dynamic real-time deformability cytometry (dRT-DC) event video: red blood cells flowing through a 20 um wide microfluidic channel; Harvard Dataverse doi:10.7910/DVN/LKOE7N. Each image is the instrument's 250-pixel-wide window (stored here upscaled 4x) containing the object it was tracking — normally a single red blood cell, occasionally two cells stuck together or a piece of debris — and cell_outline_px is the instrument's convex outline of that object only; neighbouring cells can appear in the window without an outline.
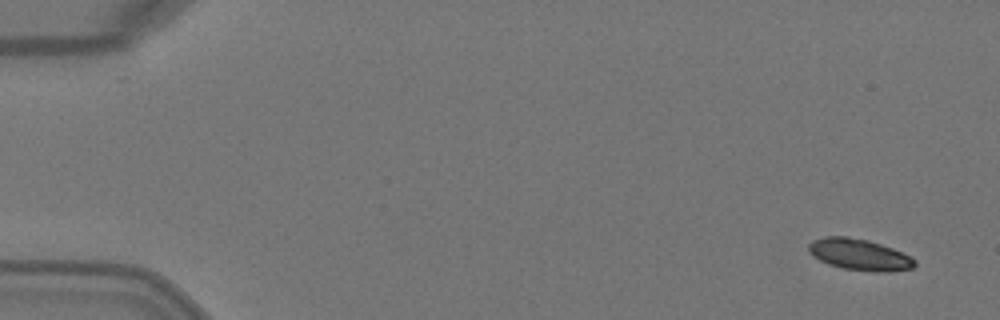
{"species": "Egyptian fruit bat (a non-hibernating species)", "species_latin": "Rousettus aegyptiacus", "temperature_condition": "warm", "stored_images_in_passage": 4, "camera_frame_rate_fps": 3000, "um_per_image_px": 0.085, "animal": {"sex": "female"}, "frame": {"image": 1, "passage_image": 1, "time_ms": 0.0, "image_size_px": [1000, 320], "cell_outline_px": [[916, 264], [912, 268], [888, 272], [876, 272], [844, 268], [828, 264], [812, 256], [808, 252], [808, 244], [812, 240], [824, 236], [848, 236], [868, 240], [892, 248], [916, 260]], "centroid_in_image_um": [73.0, 21.63], "position_along_channel_um": 12.0, "area_um2": 19.36}}
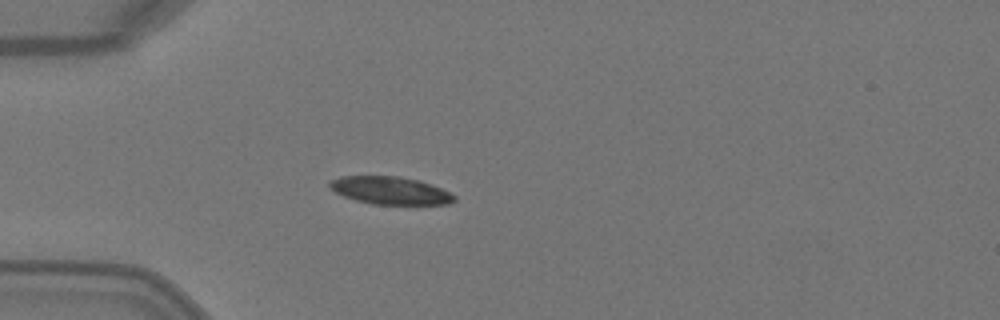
{"frame": {"image": 2, "passage_image": 4, "time_ms": 1.0, "image_size_px": [1000, 320], "cell_outline_px": [[456, 200], [448, 204], [372, 204], [356, 200], [344, 196], [336, 192], [328, 184], [332, 180], [340, 176], [400, 176], [420, 180], [440, 188], [456, 196]], "centroid_in_image_um": [33.19, 16.19], "position_along_channel_um": 51.8, "area_um2": 19.94}}